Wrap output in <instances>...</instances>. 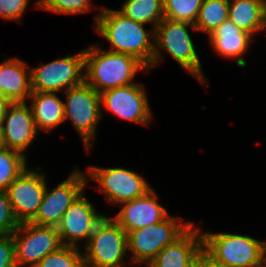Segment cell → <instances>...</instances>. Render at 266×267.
<instances>
[{
    "label": "cell",
    "mask_w": 266,
    "mask_h": 267,
    "mask_svg": "<svg viewBox=\"0 0 266 267\" xmlns=\"http://www.w3.org/2000/svg\"><path fill=\"white\" fill-rule=\"evenodd\" d=\"M192 225V221L184 222L180 216H169L160 223L128 232V253H132L130 264L147 266L161 250L180 238Z\"/></svg>",
    "instance_id": "obj_5"
},
{
    "label": "cell",
    "mask_w": 266,
    "mask_h": 267,
    "mask_svg": "<svg viewBox=\"0 0 266 267\" xmlns=\"http://www.w3.org/2000/svg\"><path fill=\"white\" fill-rule=\"evenodd\" d=\"M35 9H41L58 14L77 15L92 11V0H37Z\"/></svg>",
    "instance_id": "obj_27"
},
{
    "label": "cell",
    "mask_w": 266,
    "mask_h": 267,
    "mask_svg": "<svg viewBox=\"0 0 266 267\" xmlns=\"http://www.w3.org/2000/svg\"><path fill=\"white\" fill-rule=\"evenodd\" d=\"M84 49L38 67H30L32 92H65L84 82Z\"/></svg>",
    "instance_id": "obj_8"
},
{
    "label": "cell",
    "mask_w": 266,
    "mask_h": 267,
    "mask_svg": "<svg viewBox=\"0 0 266 267\" xmlns=\"http://www.w3.org/2000/svg\"><path fill=\"white\" fill-rule=\"evenodd\" d=\"M84 267H126L127 233L105 215L83 246ZM125 262V263H124Z\"/></svg>",
    "instance_id": "obj_6"
},
{
    "label": "cell",
    "mask_w": 266,
    "mask_h": 267,
    "mask_svg": "<svg viewBox=\"0 0 266 267\" xmlns=\"http://www.w3.org/2000/svg\"><path fill=\"white\" fill-rule=\"evenodd\" d=\"M82 251L80 247L63 245L42 258L34 267H84Z\"/></svg>",
    "instance_id": "obj_26"
},
{
    "label": "cell",
    "mask_w": 266,
    "mask_h": 267,
    "mask_svg": "<svg viewBox=\"0 0 266 267\" xmlns=\"http://www.w3.org/2000/svg\"><path fill=\"white\" fill-rule=\"evenodd\" d=\"M30 0H0V17L4 21L22 22Z\"/></svg>",
    "instance_id": "obj_29"
},
{
    "label": "cell",
    "mask_w": 266,
    "mask_h": 267,
    "mask_svg": "<svg viewBox=\"0 0 266 267\" xmlns=\"http://www.w3.org/2000/svg\"><path fill=\"white\" fill-rule=\"evenodd\" d=\"M229 0H203L195 28L209 36L224 21L228 20Z\"/></svg>",
    "instance_id": "obj_23"
},
{
    "label": "cell",
    "mask_w": 266,
    "mask_h": 267,
    "mask_svg": "<svg viewBox=\"0 0 266 267\" xmlns=\"http://www.w3.org/2000/svg\"><path fill=\"white\" fill-rule=\"evenodd\" d=\"M0 267H17L12 235L0 236Z\"/></svg>",
    "instance_id": "obj_30"
},
{
    "label": "cell",
    "mask_w": 266,
    "mask_h": 267,
    "mask_svg": "<svg viewBox=\"0 0 266 267\" xmlns=\"http://www.w3.org/2000/svg\"><path fill=\"white\" fill-rule=\"evenodd\" d=\"M0 85L11 102H27L32 93L30 66L19 58L2 59Z\"/></svg>",
    "instance_id": "obj_19"
},
{
    "label": "cell",
    "mask_w": 266,
    "mask_h": 267,
    "mask_svg": "<svg viewBox=\"0 0 266 267\" xmlns=\"http://www.w3.org/2000/svg\"><path fill=\"white\" fill-rule=\"evenodd\" d=\"M209 44L213 51L222 58L236 59L238 67H246V61L242 55L248 51L251 46L253 36L246 31L241 30L235 23L229 19L224 21L209 36Z\"/></svg>",
    "instance_id": "obj_18"
},
{
    "label": "cell",
    "mask_w": 266,
    "mask_h": 267,
    "mask_svg": "<svg viewBox=\"0 0 266 267\" xmlns=\"http://www.w3.org/2000/svg\"><path fill=\"white\" fill-rule=\"evenodd\" d=\"M88 179L78 168L53 190L50 191L46 185L38 212L30 222L36 225L57 226L64 212L84 193Z\"/></svg>",
    "instance_id": "obj_11"
},
{
    "label": "cell",
    "mask_w": 266,
    "mask_h": 267,
    "mask_svg": "<svg viewBox=\"0 0 266 267\" xmlns=\"http://www.w3.org/2000/svg\"><path fill=\"white\" fill-rule=\"evenodd\" d=\"M22 153L0 147V191H6L9 185L27 168V159Z\"/></svg>",
    "instance_id": "obj_24"
},
{
    "label": "cell",
    "mask_w": 266,
    "mask_h": 267,
    "mask_svg": "<svg viewBox=\"0 0 266 267\" xmlns=\"http://www.w3.org/2000/svg\"><path fill=\"white\" fill-rule=\"evenodd\" d=\"M37 135L32 110L27 102H11L0 123L1 146L27 157L25 151Z\"/></svg>",
    "instance_id": "obj_15"
},
{
    "label": "cell",
    "mask_w": 266,
    "mask_h": 267,
    "mask_svg": "<svg viewBox=\"0 0 266 267\" xmlns=\"http://www.w3.org/2000/svg\"><path fill=\"white\" fill-rule=\"evenodd\" d=\"M84 81L99 94L109 89L128 86L134 82L138 71L148 68L135 57L104 50L98 44L84 49Z\"/></svg>",
    "instance_id": "obj_2"
},
{
    "label": "cell",
    "mask_w": 266,
    "mask_h": 267,
    "mask_svg": "<svg viewBox=\"0 0 266 267\" xmlns=\"http://www.w3.org/2000/svg\"><path fill=\"white\" fill-rule=\"evenodd\" d=\"M98 9L94 28L98 35L109 41L111 46L108 51L131 55L149 69L154 54L155 30L144 29L145 24L126 17L118 9Z\"/></svg>",
    "instance_id": "obj_1"
},
{
    "label": "cell",
    "mask_w": 266,
    "mask_h": 267,
    "mask_svg": "<svg viewBox=\"0 0 266 267\" xmlns=\"http://www.w3.org/2000/svg\"><path fill=\"white\" fill-rule=\"evenodd\" d=\"M27 168L6 189L19 223L30 222L38 212L47 185L46 173Z\"/></svg>",
    "instance_id": "obj_13"
},
{
    "label": "cell",
    "mask_w": 266,
    "mask_h": 267,
    "mask_svg": "<svg viewBox=\"0 0 266 267\" xmlns=\"http://www.w3.org/2000/svg\"><path fill=\"white\" fill-rule=\"evenodd\" d=\"M195 267H228L225 263L217 261L204 248H202L196 258Z\"/></svg>",
    "instance_id": "obj_31"
},
{
    "label": "cell",
    "mask_w": 266,
    "mask_h": 267,
    "mask_svg": "<svg viewBox=\"0 0 266 267\" xmlns=\"http://www.w3.org/2000/svg\"><path fill=\"white\" fill-rule=\"evenodd\" d=\"M64 121L71 120L79 133L83 145L90 154L97 132V125L102 118L100 94L85 81L64 92Z\"/></svg>",
    "instance_id": "obj_7"
},
{
    "label": "cell",
    "mask_w": 266,
    "mask_h": 267,
    "mask_svg": "<svg viewBox=\"0 0 266 267\" xmlns=\"http://www.w3.org/2000/svg\"><path fill=\"white\" fill-rule=\"evenodd\" d=\"M86 175L98 183L106 201L114 205L144 196L153 189L141 174L122 167L88 166Z\"/></svg>",
    "instance_id": "obj_10"
},
{
    "label": "cell",
    "mask_w": 266,
    "mask_h": 267,
    "mask_svg": "<svg viewBox=\"0 0 266 267\" xmlns=\"http://www.w3.org/2000/svg\"><path fill=\"white\" fill-rule=\"evenodd\" d=\"M6 191H0V236L12 235L19 227Z\"/></svg>",
    "instance_id": "obj_28"
},
{
    "label": "cell",
    "mask_w": 266,
    "mask_h": 267,
    "mask_svg": "<svg viewBox=\"0 0 266 267\" xmlns=\"http://www.w3.org/2000/svg\"><path fill=\"white\" fill-rule=\"evenodd\" d=\"M264 26H263V31L266 30V0H264Z\"/></svg>",
    "instance_id": "obj_33"
},
{
    "label": "cell",
    "mask_w": 266,
    "mask_h": 267,
    "mask_svg": "<svg viewBox=\"0 0 266 267\" xmlns=\"http://www.w3.org/2000/svg\"><path fill=\"white\" fill-rule=\"evenodd\" d=\"M203 248L228 267H265V241L236 233L203 232Z\"/></svg>",
    "instance_id": "obj_4"
},
{
    "label": "cell",
    "mask_w": 266,
    "mask_h": 267,
    "mask_svg": "<svg viewBox=\"0 0 266 267\" xmlns=\"http://www.w3.org/2000/svg\"><path fill=\"white\" fill-rule=\"evenodd\" d=\"M164 18L195 24L203 0H163Z\"/></svg>",
    "instance_id": "obj_25"
},
{
    "label": "cell",
    "mask_w": 266,
    "mask_h": 267,
    "mask_svg": "<svg viewBox=\"0 0 266 267\" xmlns=\"http://www.w3.org/2000/svg\"><path fill=\"white\" fill-rule=\"evenodd\" d=\"M103 106L117 117L129 122L148 126L152 119V110L143 84L109 89L100 93Z\"/></svg>",
    "instance_id": "obj_12"
},
{
    "label": "cell",
    "mask_w": 266,
    "mask_h": 267,
    "mask_svg": "<svg viewBox=\"0 0 266 267\" xmlns=\"http://www.w3.org/2000/svg\"><path fill=\"white\" fill-rule=\"evenodd\" d=\"M264 0H229L228 19L252 36L264 26Z\"/></svg>",
    "instance_id": "obj_21"
},
{
    "label": "cell",
    "mask_w": 266,
    "mask_h": 267,
    "mask_svg": "<svg viewBox=\"0 0 266 267\" xmlns=\"http://www.w3.org/2000/svg\"><path fill=\"white\" fill-rule=\"evenodd\" d=\"M265 267H266V244H265Z\"/></svg>",
    "instance_id": "obj_35"
},
{
    "label": "cell",
    "mask_w": 266,
    "mask_h": 267,
    "mask_svg": "<svg viewBox=\"0 0 266 267\" xmlns=\"http://www.w3.org/2000/svg\"><path fill=\"white\" fill-rule=\"evenodd\" d=\"M119 11L126 17L155 27L164 19L163 0H126Z\"/></svg>",
    "instance_id": "obj_22"
},
{
    "label": "cell",
    "mask_w": 266,
    "mask_h": 267,
    "mask_svg": "<svg viewBox=\"0 0 266 267\" xmlns=\"http://www.w3.org/2000/svg\"><path fill=\"white\" fill-rule=\"evenodd\" d=\"M0 97H5V96H4V92H3V88H2L1 85H0Z\"/></svg>",
    "instance_id": "obj_34"
},
{
    "label": "cell",
    "mask_w": 266,
    "mask_h": 267,
    "mask_svg": "<svg viewBox=\"0 0 266 267\" xmlns=\"http://www.w3.org/2000/svg\"><path fill=\"white\" fill-rule=\"evenodd\" d=\"M120 206V212L112 218L126 233L160 223L170 216L167 209L159 204L154 189L144 196L121 203Z\"/></svg>",
    "instance_id": "obj_16"
},
{
    "label": "cell",
    "mask_w": 266,
    "mask_h": 267,
    "mask_svg": "<svg viewBox=\"0 0 266 267\" xmlns=\"http://www.w3.org/2000/svg\"><path fill=\"white\" fill-rule=\"evenodd\" d=\"M58 92H32L28 98L36 129L52 131L64 121V102L58 97Z\"/></svg>",
    "instance_id": "obj_20"
},
{
    "label": "cell",
    "mask_w": 266,
    "mask_h": 267,
    "mask_svg": "<svg viewBox=\"0 0 266 267\" xmlns=\"http://www.w3.org/2000/svg\"><path fill=\"white\" fill-rule=\"evenodd\" d=\"M188 27L197 31L194 24L172 21L164 18L156 27L154 33V54L149 71L163 60V51L169 54L184 70L197 78L206 87L208 79L203 73L202 64L197 54ZM207 80V81H206Z\"/></svg>",
    "instance_id": "obj_3"
},
{
    "label": "cell",
    "mask_w": 266,
    "mask_h": 267,
    "mask_svg": "<svg viewBox=\"0 0 266 267\" xmlns=\"http://www.w3.org/2000/svg\"><path fill=\"white\" fill-rule=\"evenodd\" d=\"M104 216L82 193L64 212L56 226L62 244L80 247L78 242L85 240V245Z\"/></svg>",
    "instance_id": "obj_14"
},
{
    "label": "cell",
    "mask_w": 266,
    "mask_h": 267,
    "mask_svg": "<svg viewBox=\"0 0 266 267\" xmlns=\"http://www.w3.org/2000/svg\"><path fill=\"white\" fill-rule=\"evenodd\" d=\"M11 104V101L6 97H0V123L2 122L8 106Z\"/></svg>",
    "instance_id": "obj_32"
},
{
    "label": "cell",
    "mask_w": 266,
    "mask_h": 267,
    "mask_svg": "<svg viewBox=\"0 0 266 267\" xmlns=\"http://www.w3.org/2000/svg\"><path fill=\"white\" fill-rule=\"evenodd\" d=\"M17 267H34L42 258L63 246L56 226L20 223L12 234Z\"/></svg>",
    "instance_id": "obj_9"
},
{
    "label": "cell",
    "mask_w": 266,
    "mask_h": 267,
    "mask_svg": "<svg viewBox=\"0 0 266 267\" xmlns=\"http://www.w3.org/2000/svg\"><path fill=\"white\" fill-rule=\"evenodd\" d=\"M202 248V228H195L193 224L180 238L161 250L147 267H195Z\"/></svg>",
    "instance_id": "obj_17"
}]
</instances>
